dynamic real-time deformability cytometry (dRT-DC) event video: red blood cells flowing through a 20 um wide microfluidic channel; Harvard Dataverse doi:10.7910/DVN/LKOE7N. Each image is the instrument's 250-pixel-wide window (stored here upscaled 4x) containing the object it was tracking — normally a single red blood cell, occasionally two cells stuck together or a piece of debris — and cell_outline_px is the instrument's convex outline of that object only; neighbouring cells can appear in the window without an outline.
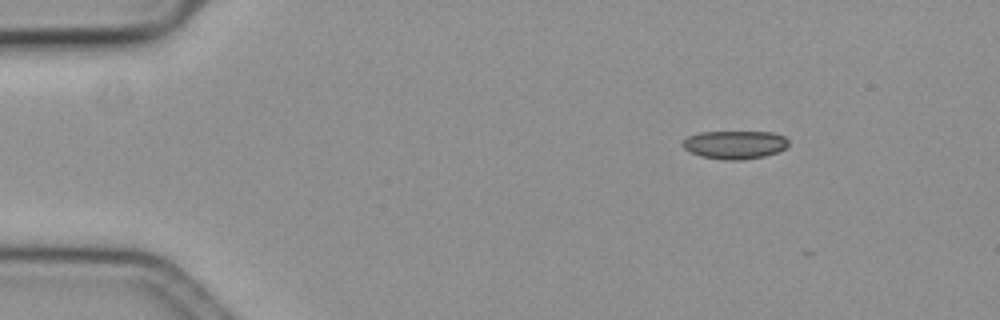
{"species": "common noctule bat (a hibernating species)", "species_latin": "Nyctalus noctula", "temperature_condition": "cold", "stored_images_in_passage": 3, "camera_frame_rate_fps": 3000, "um_per_image_px": 0.085, "animal": {"sex": "female", "body_mass_g": 19.3, "forearm_length_mm": 54.1}, "frame": {"image": 1, "passage_image": 2, "time_ms": 0.333, "image_size_px": [1000, 320], "cell_outline_px": [[788, 144], [784, 148], [776, 152], [764, 156], [740, 160], [724, 160], [700, 156], [684, 148], [680, 144], [688, 136], [700, 132], [772, 132], [784, 136], [788, 140]], "centroid_in_image_um": [62.44, 12.3], "position_along_channel_um": 22.6, "area_um2": 17.34}}